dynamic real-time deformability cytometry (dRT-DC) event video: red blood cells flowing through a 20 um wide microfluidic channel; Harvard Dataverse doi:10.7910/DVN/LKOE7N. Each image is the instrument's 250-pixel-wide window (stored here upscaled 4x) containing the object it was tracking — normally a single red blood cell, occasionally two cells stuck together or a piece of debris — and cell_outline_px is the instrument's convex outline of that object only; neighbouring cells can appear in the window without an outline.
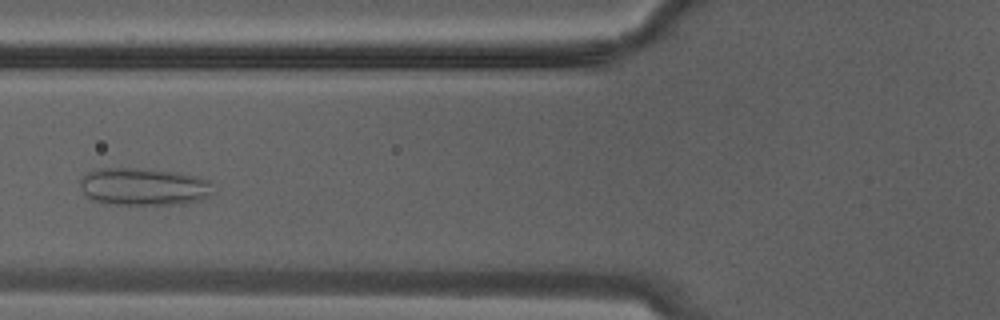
{"species": "Egyptian fruit bat (a non-hibernating species)", "species_latin": "Rousettus aegyptiacus", "temperature_condition": "warm", "stored_images_in_passage": 12, "camera_frame_rate_fps": 3000, "um_per_image_px": 0.085, "animal": {"sex": "male"}, "frame": {"image": 1, "passage_image": 9, "time_ms": 2.667, "image_size_px": [1000, 320], "cell_outline_px": [[212, 192], [204, 200], [184, 204], [104, 204], [92, 200], [84, 192], [80, 184], [80, 180], [88, 172], [96, 168], [148, 168], [180, 172], [196, 176], [208, 180]], "centroid_in_image_um": [12.22, 15.86], "position_along_channel_um": 113.6, "area_um2": 29.36}}